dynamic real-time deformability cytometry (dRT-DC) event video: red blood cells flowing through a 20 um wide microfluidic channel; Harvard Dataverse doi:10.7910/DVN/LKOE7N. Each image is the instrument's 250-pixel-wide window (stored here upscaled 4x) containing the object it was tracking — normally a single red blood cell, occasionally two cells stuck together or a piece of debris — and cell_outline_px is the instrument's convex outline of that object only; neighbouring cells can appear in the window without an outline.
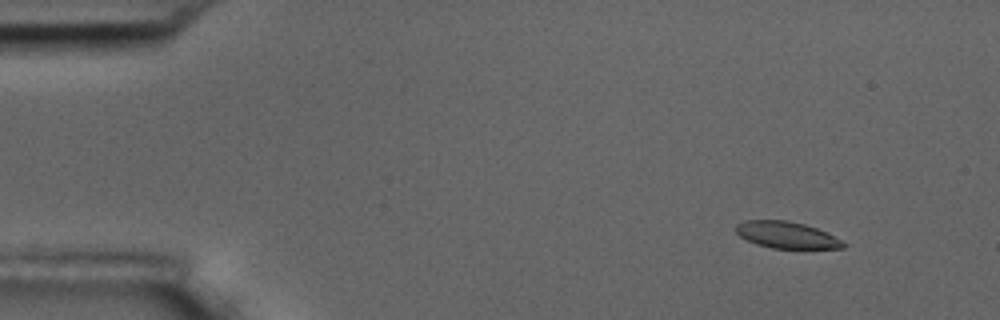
{"species": "common noctule bat (a hibernating species)", "species_latin": "Nyctalus noctula", "temperature_condition": "room temperature", "stored_images_in_passage": 16, "camera_frame_rate_fps": 3000, "um_per_image_px": 0.085, "animal": {"sex": "male", "body_mass_g": 17.5, "forearm_length_mm": 52.3}, "frame": {"image": 1, "passage_image": 3, "time_ms": 2.0, "image_size_px": [1000, 320], "cell_outline_px": [[848, 244], [844, 248], [772, 248], [756, 244], [740, 236], [736, 232], [736, 224], [744, 220], [788, 220], [804, 224], [816, 228]], "centroid_in_image_um": [66.83, 19.96], "position_along_channel_um": 18.2, "area_um2": 16.47}}
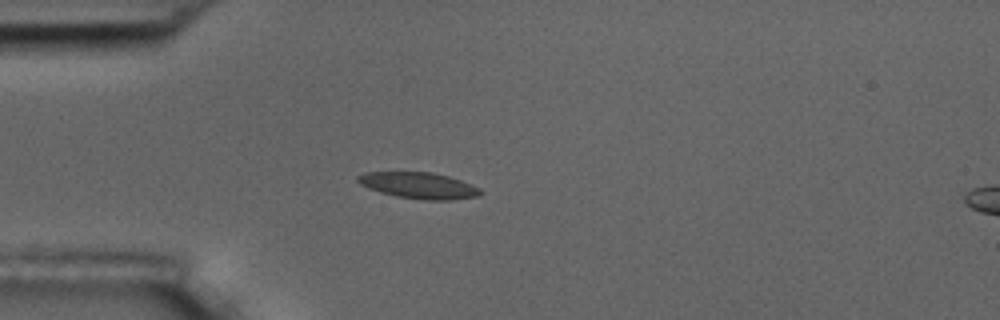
{"frame": {"image": 2, "passage_image": 5, "time_ms": 5.333, "image_size_px": [1000, 320], "cell_outline_px": [[484, 192], [476, 196], [452, 200], [424, 200], [396, 196], [380, 192], [368, 188], [360, 184], [356, 180], [356, 176], [364, 172], [432, 172], [448, 176], [472, 184], [480, 188]], "centroid_in_image_um": [35.59, 15.76], "position_along_channel_um": 49.4, "area_um2": 18.84}}
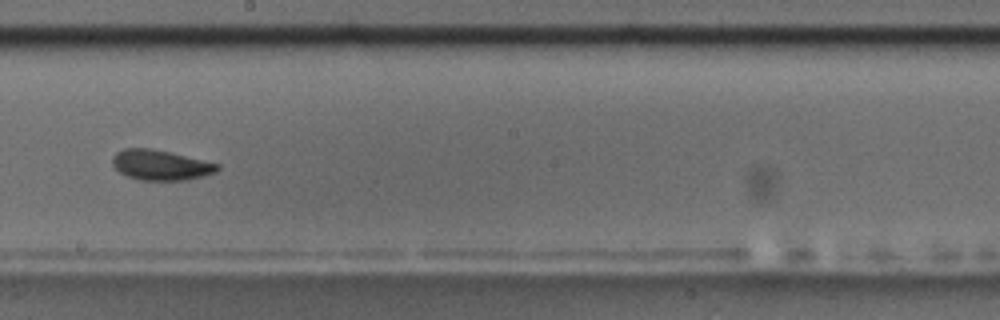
{"frame": {"image": 3, "passage_image": 10, "time_ms": 11.0, "image_size_px": [1000, 320], "cell_outline_px": [[220, 168], [216, 172], [204, 176], [188, 180], [140, 180], [128, 176], [120, 172], [112, 164], [112, 156], [116, 152], [124, 148], [152, 148], [220, 164]], "centroid_in_image_um": [13.66, 14.03], "position_along_channel_um": 234.5, "area_um2": 18.5}, "authors_computed_cell_mechanics": {"area_um2": 18.4093, "velocity_mm_per_s": 3.4975, "shape_relaxation_time_tau1_ms": 4.941, "shape_relaxation_time_tau2_ms": 4.7613, "deformation_change_tau1": 0.1072, "deformation_change_tau2": 0.1053}}